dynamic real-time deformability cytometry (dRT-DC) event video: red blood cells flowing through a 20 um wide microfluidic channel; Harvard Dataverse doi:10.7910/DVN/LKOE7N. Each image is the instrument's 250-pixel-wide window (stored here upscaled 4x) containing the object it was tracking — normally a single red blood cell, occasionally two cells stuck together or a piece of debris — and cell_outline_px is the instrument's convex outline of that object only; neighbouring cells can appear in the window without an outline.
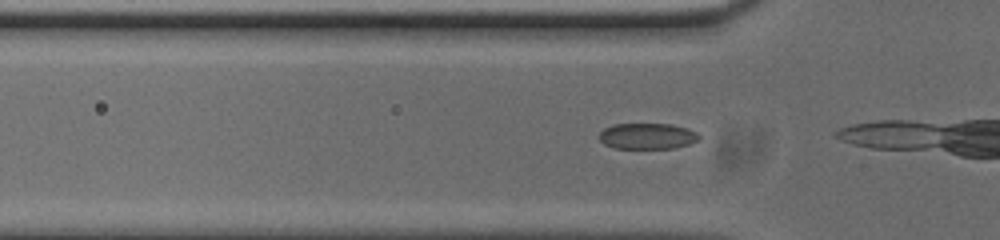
{"species": "common noctule bat (a hibernating species)", "species_latin": "Nyctalus noctula", "temperature_condition": "cold", "stored_images_in_passage": 11, "camera_frame_rate_fps": 3000, "um_per_image_px": 0.085, "animal": {"sex": "male", "body_mass_g": 20.0, "forearm_length_mm": 53.3}, "frame": {"image": 1, "passage_image": 8, "time_ms": 2.333, "image_size_px": [1000, 240], "cell_outline_px": [[700, 140], [688, 144], [672, 148], [612, 148], [604, 144], [600, 140], [600, 132], [604, 128], [612, 124], [672, 124], [688, 128], [696, 132], [700, 136]], "centroid_in_image_um": [55.02, 11.56], "position_along_channel_um": 70.8, "area_um2": 15.14}}